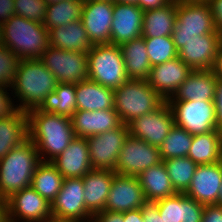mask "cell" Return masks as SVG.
<instances>
[{
    "mask_svg": "<svg viewBox=\"0 0 222 222\" xmlns=\"http://www.w3.org/2000/svg\"><path fill=\"white\" fill-rule=\"evenodd\" d=\"M76 137L87 138L118 127L122 122L114 109L76 111L71 117Z\"/></svg>",
    "mask_w": 222,
    "mask_h": 222,
    "instance_id": "21",
    "label": "cell"
},
{
    "mask_svg": "<svg viewBox=\"0 0 222 222\" xmlns=\"http://www.w3.org/2000/svg\"><path fill=\"white\" fill-rule=\"evenodd\" d=\"M174 124L172 110L168 102L165 101L155 111L134 118L129 122V135L159 148Z\"/></svg>",
    "mask_w": 222,
    "mask_h": 222,
    "instance_id": "13",
    "label": "cell"
},
{
    "mask_svg": "<svg viewBox=\"0 0 222 222\" xmlns=\"http://www.w3.org/2000/svg\"><path fill=\"white\" fill-rule=\"evenodd\" d=\"M128 136V124L121 123L110 131L87 137L86 142L92 168L114 171L119 152Z\"/></svg>",
    "mask_w": 222,
    "mask_h": 222,
    "instance_id": "10",
    "label": "cell"
},
{
    "mask_svg": "<svg viewBox=\"0 0 222 222\" xmlns=\"http://www.w3.org/2000/svg\"><path fill=\"white\" fill-rule=\"evenodd\" d=\"M164 222H201L205 206L184 193L157 200Z\"/></svg>",
    "mask_w": 222,
    "mask_h": 222,
    "instance_id": "24",
    "label": "cell"
},
{
    "mask_svg": "<svg viewBox=\"0 0 222 222\" xmlns=\"http://www.w3.org/2000/svg\"><path fill=\"white\" fill-rule=\"evenodd\" d=\"M46 113L71 117L76 112V83H58L38 108Z\"/></svg>",
    "mask_w": 222,
    "mask_h": 222,
    "instance_id": "34",
    "label": "cell"
},
{
    "mask_svg": "<svg viewBox=\"0 0 222 222\" xmlns=\"http://www.w3.org/2000/svg\"><path fill=\"white\" fill-rule=\"evenodd\" d=\"M114 109V89L89 79L76 83V111Z\"/></svg>",
    "mask_w": 222,
    "mask_h": 222,
    "instance_id": "26",
    "label": "cell"
},
{
    "mask_svg": "<svg viewBox=\"0 0 222 222\" xmlns=\"http://www.w3.org/2000/svg\"><path fill=\"white\" fill-rule=\"evenodd\" d=\"M1 44L20 59H40L49 47V31L40 22L13 15L0 26Z\"/></svg>",
    "mask_w": 222,
    "mask_h": 222,
    "instance_id": "3",
    "label": "cell"
},
{
    "mask_svg": "<svg viewBox=\"0 0 222 222\" xmlns=\"http://www.w3.org/2000/svg\"><path fill=\"white\" fill-rule=\"evenodd\" d=\"M165 100L156 93L147 80H131L114 89V110L122 123L158 109Z\"/></svg>",
    "mask_w": 222,
    "mask_h": 222,
    "instance_id": "5",
    "label": "cell"
},
{
    "mask_svg": "<svg viewBox=\"0 0 222 222\" xmlns=\"http://www.w3.org/2000/svg\"><path fill=\"white\" fill-rule=\"evenodd\" d=\"M171 0H137V5L143 10L162 8Z\"/></svg>",
    "mask_w": 222,
    "mask_h": 222,
    "instance_id": "48",
    "label": "cell"
},
{
    "mask_svg": "<svg viewBox=\"0 0 222 222\" xmlns=\"http://www.w3.org/2000/svg\"><path fill=\"white\" fill-rule=\"evenodd\" d=\"M14 6V0H0V26L15 15Z\"/></svg>",
    "mask_w": 222,
    "mask_h": 222,
    "instance_id": "47",
    "label": "cell"
},
{
    "mask_svg": "<svg viewBox=\"0 0 222 222\" xmlns=\"http://www.w3.org/2000/svg\"><path fill=\"white\" fill-rule=\"evenodd\" d=\"M217 81L213 69L192 70L167 101H214Z\"/></svg>",
    "mask_w": 222,
    "mask_h": 222,
    "instance_id": "22",
    "label": "cell"
},
{
    "mask_svg": "<svg viewBox=\"0 0 222 222\" xmlns=\"http://www.w3.org/2000/svg\"><path fill=\"white\" fill-rule=\"evenodd\" d=\"M58 83H79L88 79L87 53L50 46L39 59Z\"/></svg>",
    "mask_w": 222,
    "mask_h": 222,
    "instance_id": "9",
    "label": "cell"
},
{
    "mask_svg": "<svg viewBox=\"0 0 222 222\" xmlns=\"http://www.w3.org/2000/svg\"><path fill=\"white\" fill-rule=\"evenodd\" d=\"M114 2L84 0L81 21L93 45L111 43Z\"/></svg>",
    "mask_w": 222,
    "mask_h": 222,
    "instance_id": "16",
    "label": "cell"
},
{
    "mask_svg": "<svg viewBox=\"0 0 222 222\" xmlns=\"http://www.w3.org/2000/svg\"><path fill=\"white\" fill-rule=\"evenodd\" d=\"M7 205L5 200L0 199V222H7Z\"/></svg>",
    "mask_w": 222,
    "mask_h": 222,
    "instance_id": "51",
    "label": "cell"
},
{
    "mask_svg": "<svg viewBox=\"0 0 222 222\" xmlns=\"http://www.w3.org/2000/svg\"><path fill=\"white\" fill-rule=\"evenodd\" d=\"M57 84L55 76L39 59H20L11 85L15 97L21 102L16 108L25 112L39 108Z\"/></svg>",
    "mask_w": 222,
    "mask_h": 222,
    "instance_id": "2",
    "label": "cell"
},
{
    "mask_svg": "<svg viewBox=\"0 0 222 222\" xmlns=\"http://www.w3.org/2000/svg\"><path fill=\"white\" fill-rule=\"evenodd\" d=\"M28 139L27 112L17 109L0 119V159Z\"/></svg>",
    "mask_w": 222,
    "mask_h": 222,
    "instance_id": "30",
    "label": "cell"
},
{
    "mask_svg": "<svg viewBox=\"0 0 222 222\" xmlns=\"http://www.w3.org/2000/svg\"><path fill=\"white\" fill-rule=\"evenodd\" d=\"M88 79L111 89L129 80L119 46L96 44L87 52Z\"/></svg>",
    "mask_w": 222,
    "mask_h": 222,
    "instance_id": "6",
    "label": "cell"
},
{
    "mask_svg": "<svg viewBox=\"0 0 222 222\" xmlns=\"http://www.w3.org/2000/svg\"><path fill=\"white\" fill-rule=\"evenodd\" d=\"M187 157L197 165L222 161V132L215 129L208 133L193 135Z\"/></svg>",
    "mask_w": 222,
    "mask_h": 222,
    "instance_id": "31",
    "label": "cell"
},
{
    "mask_svg": "<svg viewBox=\"0 0 222 222\" xmlns=\"http://www.w3.org/2000/svg\"><path fill=\"white\" fill-rule=\"evenodd\" d=\"M176 2L185 3V2H208L209 0H175Z\"/></svg>",
    "mask_w": 222,
    "mask_h": 222,
    "instance_id": "54",
    "label": "cell"
},
{
    "mask_svg": "<svg viewBox=\"0 0 222 222\" xmlns=\"http://www.w3.org/2000/svg\"><path fill=\"white\" fill-rule=\"evenodd\" d=\"M52 217L75 222H91L93 215L85 207L82 178H66L51 202Z\"/></svg>",
    "mask_w": 222,
    "mask_h": 222,
    "instance_id": "11",
    "label": "cell"
},
{
    "mask_svg": "<svg viewBox=\"0 0 222 222\" xmlns=\"http://www.w3.org/2000/svg\"><path fill=\"white\" fill-rule=\"evenodd\" d=\"M163 163L174 190L177 193H184L188 189L198 165L187 156L166 159Z\"/></svg>",
    "mask_w": 222,
    "mask_h": 222,
    "instance_id": "36",
    "label": "cell"
},
{
    "mask_svg": "<svg viewBox=\"0 0 222 222\" xmlns=\"http://www.w3.org/2000/svg\"><path fill=\"white\" fill-rule=\"evenodd\" d=\"M146 200L157 201L176 194L163 161L137 176Z\"/></svg>",
    "mask_w": 222,
    "mask_h": 222,
    "instance_id": "32",
    "label": "cell"
},
{
    "mask_svg": "<svg viewBox=\"0 0 222 222\" xmlns=\"http://www.w3.org/2000/svg\"><path fill=\"white\" fill-rule=\"evenodd\" d=\"M144 222H164L159 210L157 201L146 200L141 206Z\"/></svg>",
    "mask_w": 222,
    "mask_h": 222,
    "instance_id": "41",
    "label": "cell"
},
{
    "mask_svg": "<svg viewBox=\"0 0 222 222\" xmlns=\"http://www.w3.org/2000/svg\"><path fill=\"white\" fill-rule=\"evenodd\" d=\"M212 32L217 29L208 2H177V19L171 35L177 50L180 42Z\"/></svg>",
    "mask_w": 222,
    "mask_h": 222,
    "instance_id": "7",
    "label": "cell"
},
{
    "mask_svg": "<svg viewBox=\"0 0 222 222\" xmlns=\"http://www.w3.org/2000/svg\"><path fill=\"white\" fill-rule=\"evenodd\" d=\"M161 162L162 159L158 147L129 135L119 152L114 172L137 177L145 169Z\"/></svg>",
    "mask_w": 222,
    "mask_h": 222,
    "instance_id": "12",
    "label": "cell"
},
{
    "mask_svg": "<svg viewBox=\"0 0 222 222\" xmlns=\"http://www.w3.org/2000/svg\"><path fill=\"white\" fill-rule=\"evenodd\" d=\"M151 67L178 57L172 36L144 38Z\"/></svg>",
    "mask_w": 222,
    "mask_h": 222,
    "instance_id": "38",
    "label": "cell"
},
{
    "mask_svg": "<svg viewBox=\"0 0 222 222\" xmlns=\"http://www.w3.org/2000/svg\"><path fill=\"white\" fill-rule=\"evenodd\" d=\"M27 116L28 138L36 146L41 161L54 160L76 137L70 117L46 113L38 108L27 112Z\"/></svg>",
    "mask_w": 222,
    "mask_h": 222,
    "instance_id": "1",
    "label": "cell"
},
{
    "mask_svg": "<svg viewBox=\"0 0 222 222\" xmlns=\"http://www.w3.org/2000/svg\"><path fill=\"white\" fill-rule=\"evenodd\" d=\"M41 162L38 150L28 138L0 159V199L31 186L33 174Z\"/></svg>",
    "mask_w": 222,
    "mask_h": 222,
    "instance_id": "4",
    "label": "cell"
},
{
    "mask_svg": "<svg viewBox=\"0 0 222 222\" xmlns=\"http://www.w3.org/2000/svg\"><path fill=\"white\" fill-rule=\"evenodd\" d=\"M174 116L175 125L192 135L217 129L214 101H167Z\"/></svg>",
    "mask_w": 222,
    "mask_h": 222,
    "instance_id": "8",
    "label": "cell"
},
{
    "mask_svg": "<svg viewBox=\"0 0 222 222\" xmlns=\"http://www.w3.org/2000/svg\"><path fill=\"white\" fill-rule=\"evenodd\" d=\"M43 222H75V221L65 220V219H58V218H55V217H50V218L44 220Z\"/></svg>",
    "mask_w": 222,
    "mask_h": 222,
    "instance_id": "52",
    "label": "cell"
},
{
    "mask_svg": "<svg viewBox=\"0 0 222 222\" xmlns=\"http://www.w3.org/2000/svg\"><path fill=\"white\" fill-rule=\"evenodd\" d=\"M117 3L137 4V0H114Z\"/></svg>",
    "mask_w": 222,
    "mask_h": 222,
    "instance_id": "53",
    "label": "cell"
},
{
    "mask_svg": "<svg viewBox=\"0 0 222 222\" xmlns=\"http://www.w3.org/2000/svg\"><path fill=\"white\" fill-rule=\"evenodd\" d=\"M124 222H144L141 208L123 212Z\"/></svg>",
    "mask_w": 222,
    "mask_h": 222,
    "instance_id": "49",
    "label": "cell"
},
{
    "mask_svg": "<svg viewBox=\"0 0 222 222\" xmlns=\"http://www.w3.org/2000/svg\"><path fill=\"white\" fill-rule=\"evenodd\" d=\"M93 222H124L123 213L100 211L93 216Z\"/></svg>",
    "mask_w": 222,
    "mask_h": 222,
    "instance_id": "46",
    "label": "cell"
},
{
    "mask_svg": "<svg viewBox=\"0 0 222 222\" xmlns=\"http://www.w3.org/2000/svg\"><path fill=\"white\" fill-rule=\"evenodd\" d=\"M143 12L137 4L114 2L111 44L120 46L123 43L141 37Z\"/></svg>",
    "mask_w": 222,
    "mask_h": 222,
    "instance_id": "19",
    "label": "cell"
},
{
    "mask_svg": "<svg viewBox=\"0 0 222 222\" xmlns=\"http://www.w3.org/2000/svg\"><path fill=\"white\" fill-rule=\"evenodd\" d=\"M96 1H109V2H114V0H96Z\"/></svg>",
    "mask_w": 222,
    "mask_h": 222,
    "instance_id": "57",
    "label": "cell"
},
{
    "mask_svg": "<svg viewBox=\"0 0 222 222\" xmlns=\"http://www.w3.org/2000/svg\"><path fill=\"white\" fill-rule=\"evenodd\" d=\"M222 43L219 32L196 36L186 42H180L178 57L192 70L213 69Z\"/></svg>",
    "mask_w": 222,
    "mask_h": 222,
    "instance_id": "15",
    "label": "cell"
},
{
    "mask_svg": "<svg viewBox=\"0 0 222 222\" xmlns=\"http://www.w3.org/2000/svg\"><path fill=\"white\" fill-rule=\"evenodd\" d=\"M146 201L137 177L115 174L105 205V211L127 212L141 208Z\"/></svg>",
    "mask_w": 222,
    "mask_h": 222,
    "instance_id": "17",
    "label": "cell"
},
{
    "mask_svg": "<svg viewBox=\"0 0 222 222\" xmlns=\"http://www.w3.org/2000/svg\"><path fill=\"white\" fill-rule=\"evenodd\" d=\"M222 185V161L198 165L184 194L200 204L216 205Z\"/></svg>",
    "mask_w": 222,
    "mask_h": 222,
    "instance_id": "18",
    "label": "cell"
},
{
    "mask_svg": "<svg viewBox=\"0 0 222 222\" xmlns=\"http://www.w3.org/2000/svg\"><path fill=\"white\" fill-rule=\"evenodd\" d=\"M49 45L66 51L85 53L93 46L81 20L50 29Z\"/></svg>",
    "mask_w": 222,
    "mask_h": 222,
    "instance_id": "27",
    "label": "cell"
},
{
    "mask_svg": "<svg viewBox=\"0 0 222 222\" xmlns=\"http://www.w3.org/2000/svg\"><path fill=\"white\" fill-rule=\"evenodd\" d=\"M177 19V2L171 0L162 8L143 12L142 37L171 36Z\"/></svg>",
    "mask_w": 222,
    "mask_h": 222,
    "instance_id": "28",
    "label": "cell"
},
{
    "mask_svg": "<svg viewBox=\"0 0 222 222\" xmlns=\"http://www.w3.org/2000/svg\"><path fill=\"white\" fill-rule=\"evenodd\" d=\"M201 222H222V207L218 205H206Z\"/></svg>",
    "mask_w": 222,
    "mask_h": 222,
    "instance_id": "43",
    "label": "cell"
},
{
    "mask_svg": "<svg viewBox=\"0 0 222 222\" xmlns=\"http://www.w3.org/2000/svg\"><path fill=\"white\" fill-rule=\"evenodd\" d=\"M20 58L8 47L0 44V86L9 87L14 82Z\"/></svg>",
    "mask_w": 222,
    "mask_h": 222,
    "instance_id": "39",
    "label": "cell"
},
{
    "mask_svg": "<svg viewBox=\"0 0 222 222\" xmlns=\"http://www.w3.org/2000/svg\"><path fill=\"white\" fill-rule=\"evenodd\" d=\"M84 0H63L47 4L43 25L48 29L81 20Z\"/></svg>",
    "mask_w": 222,
    "mask_h": 222,
    "instance_id": "35",
    "label": "cell"
},
{
    "mask_svg": "<svg viewBox=\"0 0 222 222\" xmlns=\"http://www.w3.org/2000/svg\"><path fill=\"white\" fill-rule=\"evenodd\" d=\"M63 176L51 161H41L31 181V187L49 203H51L63 183Z\"/></svg>",
    "mask_w": 222,
    "mask_h": 222,
    "instance_id": "33",
    "label": "cell"
},
{
    "mask_svg": "<svg viewBox=\"0 0 222 222\" xmlns=\"http://www.w3.org/2000/svg\"><path fill=\"white\" fill-rule=\"evenodd\" d=\"M45 1L47 2V4H52V3H58L63 0H45Z\"/></svg>",
    "mask_w": 222,
    "mask_h": 222,
    "instance_id": "56",
    "label": "cell"
},
{
    "mask_svg": "<svg viewBox=\"0 0 222 222\" xmlns=\"http://www.w3.org/2000/svg\"><path fill=\"white\" fill-rule=\"evenodd\" d=\"M213 71L215 73L216 78L222 80V43L219 46Z\"/></svg>",
    "mask_w": 222,
    "mask_h": 222,
    "instance_id": "50",
    "label": "cell"
},
{
    "mask_svg": "<svg viewBox=\"0 0 222 222\" xmlns=\"http://www.w3.org/2000/svg\"><path fill=\"white\" fill-rule=\"evenodd\" d=\"M115 174L109 169H92L82 177L85 207L93 216L105 210Z\"/></svg>",
    "mask_w": 222,
    "mask_h": 222,
    "instance_id": "25",
    "label": "cell"
},
{
    "mask_svg": "<svg viewBox=\"0 0 222 222\" xmlns=\"http://www.w3.org/2000/svg\"><path fill=\"white\" fill-rule=\"evenodd\" d=\"M216 205L222 207V185H221L220 194H219V197H218V202H217Z\"/></svg>",
    "mask_w": 222,
    "mask_h": 222,
    "instance_id": "55",
    "label": "cell"
},
{
    "mask_svg": "<svg viewBox=\"0 0 222 222\" xmlns=\"http://www.w3.org/2000/svg\"><path fill=\"white\" fill-rule=\"evenodd\" d=\"M5 201L9 222H43L52 217L51 203L31 186L12 194Z\"/></svg>",
    "mask_w": 222,
    "mask_h": 222,
    "instance_id": "14",
    "label": "cell"
},
{
    "mask_svg": "<svg viewBox=\"0 0 222 222\" xmlns=\"http://www.w3.org/2000/svg\"><path fill=\"white\" fill-rule=\"evenodd\" d=\"M214 105L216 109L217 129L222 132V80L219 79L216 84Z\"/></svg>",
    "mask_w": 222,
    "mask_h": 222,
    "instance_id": "44",
    "label": "cell"
},
{
    "mask_svg": "<svg viewBox=\"0 0 222 222\" xmlns=\"http://www.w3.org/2000/svg\"><path fill=\"white\" fill-rule=\"evenodd\" d=\"M8 94L7 87L0 86V119L8 117L17 110Z\"/></svg>",
    "mask_w": 222,
    "mask_h": 222,
    "instance_id": "42",
    "label": "cell"
},
{
    "mask_svg": "<svg viewBox=\"0 0 222 222\" xmlns=\"http://www.w3.org/2000/svg\"><path fill=\"white\" fill-rule=\"evenodd\" d=\"M208 4L214 18L215 27L217 32L222 34V0H209Z\"/></svg>",
    "mask_w": 222,
    "mask_h": 222,
    "instance_id": "45",
    "label": "cell"
},
{
    "mask_svg": "<svg viewBox=\"0 0 222 222\" xmlns=\"http://www.w3.org/2000/svg\"><path fill=\"white\" fill-rule=\"evenodd\" d=\"M193 135L174 124L162 145L159 147L162 161L171 158L186 157L192 145Z\"/></svg>",
    "mask_w": 222,
    "mask_h": 222,
    "instance_id": "37",
    "label": "cell"
},
{
    "mask_svg": "<svg viewBox=\"0 0 222 222\" xmlns=\"http://www.w3.org/2000/svg\"><path fill=\"white\" fill-rule=\"evenodd\" d=\"M15 15L43 24L47 10L45 0H14Z\"/></svg>",
    "mask_w": 222,
    "mask_h": 222,
    "instance_id": "40",
    "label": "cell"
},
{
    "mask_svg": "<svg viewBox=\"0 0 222 222\" xmlns=\"http://www.w3.org/2000/svg\"><path fill=\"white\" fill-rule=\"evenodd\" d=\"M63 178H82L92 170L86 138L75 137L68 147L51 161Z\"/></svg>",
    "mask_w": 222,
    "mask_h": 222,
    "instance_id": "23",
    "label": "cell"
},
{
    "mask_svg": "<svg viewBox=\"0 0 222 222\" xmlns=\"http://www.w3.org/2000/svg\"><path fill=\"white\" fill-rule=\"evenodd\" d=\"M192 69L179 57L151 67L149 85L165 101L171 98L186 80Z\"/></svg>",
    "mask_w": 222,
    "mask_h": 222,
    "instance_id": "20",
    "label": "cell"
},
{
    "mask_svg": "<svg viewBox=\"0 0 222 222\" xmlns=\"http://www.w3.org/2000/svg\"><path fill=\"white\" fill-rule=\"evenodd\" d=\"M126 74L131 80H148L151 70L144 37H139L119 46Z\"/></svg>",
    "mask_w": 222,
    "mask_h": 222,
    "instance_id": "29",
    "label": "cell"
}]
</instances>
